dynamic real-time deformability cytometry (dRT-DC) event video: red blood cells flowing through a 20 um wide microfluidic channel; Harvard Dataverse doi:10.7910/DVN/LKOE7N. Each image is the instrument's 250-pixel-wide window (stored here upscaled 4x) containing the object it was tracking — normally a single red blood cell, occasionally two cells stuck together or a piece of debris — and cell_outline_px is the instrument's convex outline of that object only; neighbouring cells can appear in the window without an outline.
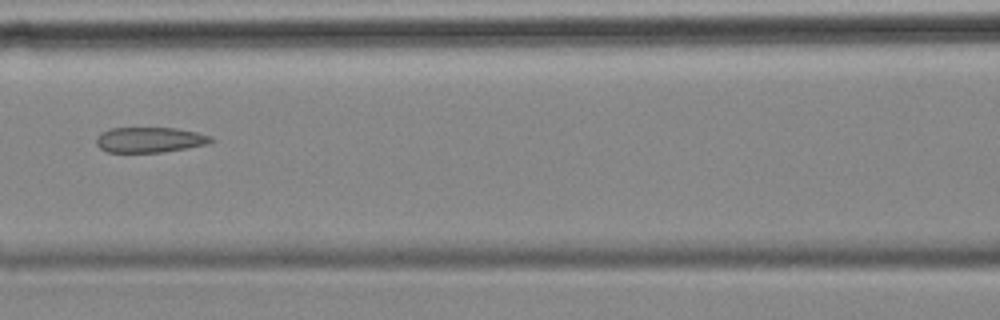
{"species": "common noctule bat (a hibernating species)", "species_latin": "Nyctalus noctula", "temperature_condition": "cold", "stored_images_in_passage": 9, "camera_frame_rate_fps": 3000, "um_per_image_px": 0.085, "animal": {"sex": "female", "body_mass_g": 18.4}, "frame": {"image": 1, "passage_image": 6, "time_ms": 5.667, "image_size_px": [1000, 320], "cell_outline_px": [[216, 140], [208, 144], [188, 148], [164, 152], [108, 152], [100, 148], [96, 144], [96, 136], [100, 132], [112, 128], [176, 128], [196, 132], [212, 136]], "centroid_in_image_um": [12.75, 11.88], "position_along_channel_um": 153.9, "area_um2": 17.11}}
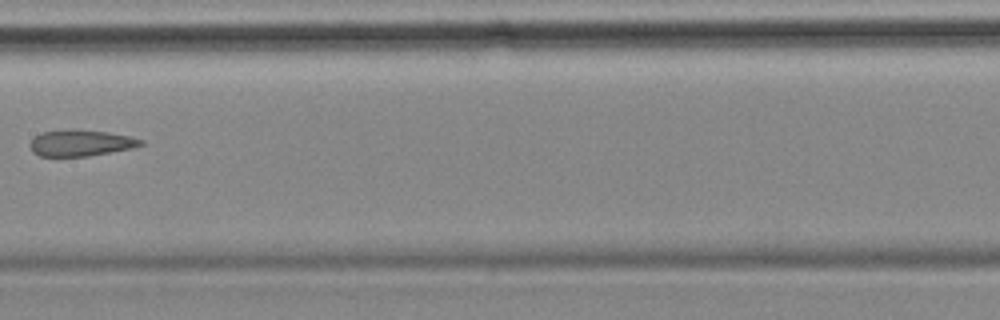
{"frame": {"image": 2, "passage_image": 7, "time_ms": 7.0, "image_size_px": [1000, 320], "cell_outline_px": [[144, 144], [132, 148], [88, 156], [40, 156], [32, 152], [28, 144], [40, 132], [72, 128], [76, 128], [108, 132], [128, 136], [144, 140]], "centroid_in_image_um": [6.83, 12.13], "position_along_channel_um": 200.6, "area_um2": 17.17}}
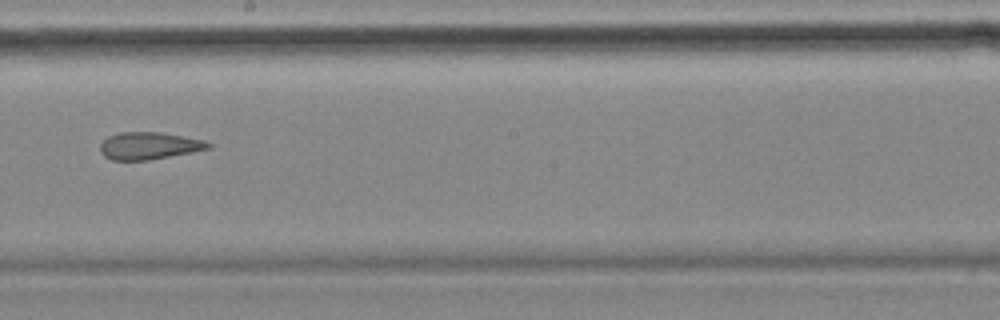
{"frame": {"image": 3, "passage_image": 8, "time_ms": 8.0, "image_size_px": [1000, 320], "cell_outline_px": [[212, 148], [192, 152], [148, 160], [112, 160], [104, 156], [100, 152], [100, 144], [108, 136], [120, 132], [156, 132], [204, 140], [212, 144]], "centroid_in_image_um": [12.65, 12.39], "position_along_channel_um": 235.5, "area_um2": 17.05}}